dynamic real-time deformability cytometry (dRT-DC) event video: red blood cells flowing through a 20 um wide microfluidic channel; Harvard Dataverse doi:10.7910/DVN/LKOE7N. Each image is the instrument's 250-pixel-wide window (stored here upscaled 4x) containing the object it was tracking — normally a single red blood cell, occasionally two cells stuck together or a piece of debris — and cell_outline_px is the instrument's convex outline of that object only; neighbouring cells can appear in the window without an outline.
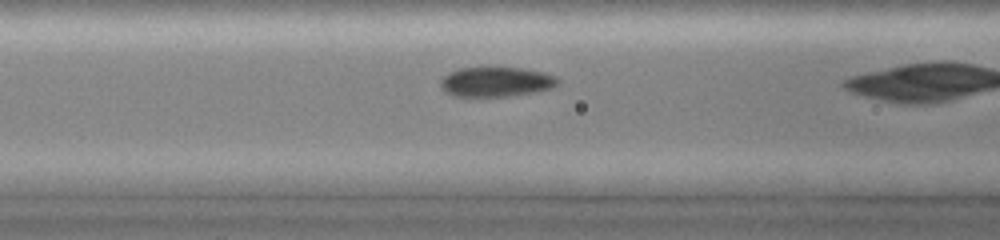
{"species": "common noctule bat (a hibernating species)", "species_latin": "Nyctalus noctula", "temperature_condition": "cold", "stored_images_in_passage": 4, "camera_frame_rate_fps": 3000, "um_per_image_px": 0.085, "animal": {"sex": "female", "body_mass_g": 19.0, "forearm_length_mm": 51.5}, "frame": {"image": 1, "passage_image": 3, "time_ms": 0.667, "image_size_px": [1000, 240], "cell_outline_px": [[560, 84], [552, 88], [536, 92], [508, 96], [452, 96], [444, 92], [440, 88], [440, 80], [448, 72], [460, 68], [480, 64], [496, 64], [524, 68], [556, 76], [560, 80]], "centroid_in_image_um": [42.13, 6.89], "position_along_channel_um": 124.5, "area_um2": 21.62}}